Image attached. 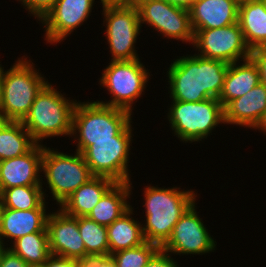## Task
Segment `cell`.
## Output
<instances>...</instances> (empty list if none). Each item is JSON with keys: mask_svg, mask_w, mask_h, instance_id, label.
<instances>
[{"mask_svg": "<svg viewBox=\"0 0 266 267\" xmlns=\"http://www.w3.org/2000/svg\"><path fill=\"white\" fill-rule=\"evenodd\" d=\"M144 267H179L177 260L161 248L150 258Z\"/></svg>", "mask_w": 266, "mask_h": 267, "instance_id": "obj_31", "label": "cell"}, {"mask_svg": "<svg viewBox=\"0 0 266 267\" xmlns=\"http://www.w3.org/2000/svg\"><path fill=\"white\" fill-rule=\"evenodd\" d=\"M103 26L111 61H131L138 59L135 44L141 32V24L136 6H102Z\"/></svg>", "mask_w": 266, "mask_h": 267, "instance_id": "obj_10", "label": "cell"}, {"mask_svg": "<svg viewBox=\"0 0 266 267\" xmlns=\"http://www.w3.org/2000/svg\"><path fill=\"white\" fill-rule=\"evenodd\" d=\"M193 203L175 224L171 237L161 247L169 254L203 255L214 252L217 242L208 232Z\"/></svg>", "mask_w": 266, "mask_h": 267, "instance_id": "obj_13", "label": "cell"}, {"mask_svg": "<svg viewBox=\"0 0 266 267\" xmlns=\"http://www.w3.org/2000/svg\"><path fill=\"white\" fill-rule=\"evenodd\" d=\"M168 110L170 128L184 143L207 139L218 125L225 124L224 107L217 98L201 102L172 101Z\"/></svg>", "mask_w": 266, "mask_h": 267, "instance_id": "obj_6", "label": "cell"}, {"mask_svg": "<svg viewBox=\"0 0 266 267\" xmlns=\"http://www.w3.org/2000/svg\"><path fill=\"white\" fill-rule=\"evenodd\" d=\"M159 249L157 244L145 241L137 247L115 252L110 257L117 267H144Z\"/></svg>", "mask_w": 266, "mask_h": 267, "instance_id": "obj_29", "label": "cell"}, {"mask_svg": "<svg viewBox=\"0 0 266 267\" xmlns=\"http://www.w3.org/2000/svg\"><path fill=\"white\" fill-rule=\"evenodd\" d=\"M132 122L119 132V140L92 141V145L82 153L94 176L108 177L115 182H130L128 163L134 136Z\"/></svg>", "mask_w": 266, "mask_h": 267, "instance_id": "obj_9", "label": "cell"}, {"mask_svg": "<svg viewBox=\"0 0 266 267\" xmlns=\"http://www.w3.org/2000/svg\"><path fill=\"white\" fill-rule=\"evenodd\" d=\"M47 209L14 210L2 208L0 212V238L15 240L34 232H48Z\"/></svg>", "mask_w": 266, "mask_h": 267, "instance_id": "obj_19", "label": "cell"}, {"mask_svg": "<svg viewBox=\"0 0 266 267\" xmlns=\"http://www.w3.org/2000/svg\"><path fill=\"white\" fill-rule=\"evenodd\" d=\"M4 72H5L4 71V67H2V65L0 64V95H1L2 79H3V76H4Z\"/></svg>", "mask_w": 266, "mask_h": 267, "instance_id": "obj_40", "label": "cell"}, {"mask_svg": "<svg viewBox=\"0 0 266 267\" xmlns=\"http://www.w3.org/2000/svg\"><path fill=\"white\" fill-rule=\"evenodd\" d=\"M149 71L140 58L131 61H110L102 72L99 84L108 90L112 99L97 102L132 114L133 104L142 97L144 89L146 90L151 76Z\"/></svg>", "mask_w": 266, "mask_h": 267, "instance_id": "obj_8", "label": "cell"}, {"mask_svg": "<svg viewBox=\"0 0 266 267\" xmlns=\"http://www.w3.org/2000/svg\"><path fill=\"white\" fill-rule=\"evenodd\" d=\"M1 209H2V201H1V195H0V212H1Z\"/></svg>", "mask_w": 266, "mask_h": 267, "instance_id": "obj_42", "label": "cell"}, {"mask_svg": "<svg viewBox=\"0 0 266 267\" xmlns=\"http://www.w3.org/2000/svg\"><path fill=\"white\" fill-rule=\"evenodd\" d=\"M254 129H257L258 131L263 132V134L266 135V113L262 116L260 122Z\"/></svg>", "mask_w": 266, "mask_h": 267, "instance_id": "obj_38", "label": "cell"}, {"mask_svg": "<svg viewBox=\"0 0 266 267\" xmlns=\"http://www.w3.org/2000/svg\"><path fill=\"white\" fill-rule=\"evenodd\" d=\"M50 253L65 258L86 261V248L78 230V217L58 208L47 218Z\"/></svg>", "mask_w": 266, "mask_h": 267, "instance_id": "obj_15", "label": "cell"}, {"mask_svg": "<svg viewBox=\"0 0 266 267\" xmlns=\"http://www.w3.org/2000/svg\"><path fill=\"white\" fill-rule=\"evenodd\" d=\"M115 183L111 178L94 176L58 207L70 216L86 217Z\"/></svg>", "mask_w": 266, "mask_h": 267, "instance_id": "obj_21", "label": "cell"}, {"mask_svg": "<svg viewBox=\"0 0 266 267\" xmlns=\"http://www.w3.org/2000/svg\"><path fill=\"white\" fill-rule=\"evenodd\" d=\"M180 187H144L145 224L142 232L145 241L157 244L160 248L171 237L175 224L185 211L196 202L197 192L180 190Z\"/></svg>", "mask_w": 266, "mask_h": 267, "instance_id": "obj_2", "label": "cell"}, {"mask_svg": "<svg viewBox=\"0 0 266 267\" xmlns=\"http://www.w3.org/2000/svg\"><path fill=\"white\" fill-rule=\"evenodd\" d=\"M139 20L148 24L163 37L193 44L194 32L191 27L189 10L174 6L167 0H138L135 5Z\"/></svg>", "mask_w": 266, "mask_h": 267, "instance_id": "obj_11", "label": "cell"}, {"mask_svg": "<svg viewBox=\"0 0 266 267\" xmlns=\"http://www.w3.org/2000/svg\"><path fill=\"white\" fill-rule=\"evenodd\" d=\"M238 24L251 51L266 46V7L262 1L240 5Z\"/></svg>", "mask_w": 266, "mask_h": 267, "instance_id": "obj_24", "label": "cell"}, {"mask_svg": "<svg viewBox=\"0 0 266 267\" xmlns=\"http://www.w3.org/2000/svg\"><path fill=\"white\" fill-rule=\"evenodd\" d=\"M261 82L260 69L252 57L229 64L218 100L225 107Z\"/></svg>", "mask_w": 266, "mask_h": 267, "instance_id": "obj_20", "label": "cell"}, {"mask_svg": "<svg viewBox=\"0 0 266 267\" xmlns=\"http://www.w3.org/2000/svg\"><path fill=\"white\" fill-rule=\"evenodd\" d=\"M258 1H262V0H236L237 4L239 6L242 5V4H245V3L258 2Z\"/></svg>", "mask_w": 266, "mask_h": 267, "instance_id": "obj_41", "label": "cell"}, {"mask_svg": "<svg viewBox=\"0 0 266 267\" xmlns=\"http://www.w3.org/2000/svg\"><path fill=\"white\" fill-rule=\"evenodd\" d=\"M30 267H41L51 255L48 232H34L15 240L10 247Z\"/></svg>", "mask_w": 266, "mask_h": 267, "instance_id": "obj_26", "label": "cell"}, {"mask_svg": "<svg viewBox=\"0 0 266 267\" xmlns=\"http://www.w3.org/2000/svg\"><path fill=\"white\" fill-rule=\"evenodd\" d=\"M95 0H58L40 22L45 41L57 44L66 39L91 16Z\"/></svg>", "mask_w": 266, "mask_h": 267, "instance_id": "obj_14", "label": "cell"}, {"mask_svg": "<svg viewBox=\"0 0 266 267\" xmlns=\"http://www.w3.org/2000/svg\"><path fill=\"white\" fill-rule=\"evenodd\" d=\"M78 230L86 248V261L109 257L107 227L86 217H78Z\"/></svg>", "mask_w": 266, "mask_h": 267, "instance_id": "obj_28", "label": "cell"}, {"mask_svg": "<svg viewBox=\"0 0 266 267\" xmlns=\"http://www.w3.org/2000/svg\"><path fill=\"white\" fill-rule=\"evenodd\" d=\"M83 267H117L113 259L109 257L91 258L83 262Z\"/></svg>", "mask_w": 266, "mask_h": 267, "instance_id": "obj_35", "label": "cell"}, {"mask_svg": "<svg viewBox=\"0 0 266 267\" xmlns=\"http://www.w3.org/2000/svg\"><path fill=\"white\" fill-rule=\"evenodd\" d=\"M36 144L21 121L0 120V161L24 155Z\"/></svg>", "mask_w": 266, "mask_h": 267, "instance_id": "obj_25", "label": "cell"}, {"mask_svg": "<svg viewBox=\"0 0 266 267\" xmlns=\"http://www.w3.org/2000/svg\"><path fill=\"white\" fill-rule=\"evenodd\" d=\"M21 2L28 13L40 21L58 0H17Z\"/></svg>", "mask_w": 266, "mask_h": 267, "instance_id": "obj_30", "label": "cell"}, {"mask_svg": "<svg viewBox=\"0 0 266 267\" xmlns=\"http://www.w3.org/2000/svg\"><path fill=\"white\" fill-rule=\"evenodd\" d=\"M5 241H3L1 238H0V260H1V257H2V254L4 253V251L8 248V247H5L7 245H5L6 243H4Z\"/></svg>", "mask_w": 266, "mask_h": 267, "instance_id": "obj_39", "label": "cell"}, {"mask_svg": "<svg viewBox=\"0 0 266 267\" xmlns=\"http://www.w3.org/2000/svg\"><path fill=\"white\" fill-rule=\"evenodd\" d=\"M236 0H195L189 9L193 31L214 29L238 22Z\"/></svg>", "mask_w": 266, "mask_h": 267, "instance_id": "obj_18", "label": "cell"}, {"mask_svg": "<svg viewBox=\"0 0 266 267\" xmlns=\"http://www.w3.org/2000/svg\"><path fill=\"white\" fill-rule=\"evenodd\" d=\"M266 113V84L260 82L224 107L225 124L253 129Z\"/></svg>", "mask_w": 266, "mask_h": 267, "instance_id": "obj_17", "label": "cell"}, {"mask_svg": "<svg viewBox=\"0 0 266 267\" xmlns=\"http://www.w3.org/2000/svg\"><path fill=\"white\" fill-rule=\"evenodd\" d=\"M132 206L107 226L109 256L115 252L137 247L145 242L142 224L135 220Z\"/></svg>", "mask_w": 266, "mask_h": 267, "instance_id": "obj_23", "label": "cell"}, {"mask_svg": "<svg viewBox=\"0 0 266 267\" xmlns=\"http://www.w3.org/2000/svg\"><path fill=\"white\" fill-rule=\"evenodd\" d=\"M42 186H18L3 190L2 208L14 210L46 209V196Z\"/></svg>", "mask_w": 266, "mask_h": 267, "instance_id": "obj_27", "label": "cell"}, {"mask_svg": "<svg viewBox=\"0 0 266 267\" xmlns=\"http://www.w3.org/2000/svg\"><path fill=\"white\" fill-rule=\"evenodd\" d=\"M192 46L198 55L220 60L227 64L251 57L252 51L245 42L243 32L237 23L214 29L195 30ZM200 52V53H199Z\"/></svg>", "mask_w": 266, "mask_h": 267, "instance_id": "obj_12", "label": "cell"}, {"mask_svg": "<svg viewBox=\"0 0 266 267\" xmlns=\"http://www.w3.org/2000/svg\"><path fill=\"white\" fill-rule=\"evenodd\" d=\"M58 149L44 146L42 174L57 205L65 202L70 195L94 177L82 153L58 152Z\"/></svg>", "mask_w": 266, "mask_h": 267, "instance_id": "obj_7", "label": "cell"}, {"mask_svg": "<svg viewBox=\"0 0 266 267\" xmlns=\"http://www.w3.org/2000/svg\"><path fill=\"white\" fill-rule=\"evenodd\" d=\"M262 2L264 3L265 7H266V0H262Z\"/></svg>", "mask_w": 266, "mask_h": 267, "instance_id": "obj_43", "label": "cell"}, {"mask_svg": "<svg viewBox=\"0 0 266 267\" xmlns=\"http://www.w3.org/2000/svg\"><path fill=\"white\" fill-rule=\"evenodd\" d=\"M131 115L126 110L97 101H78L73 111L71 131L74 143L77 142L76 151L83 153L92 141L119 140V132L132 120Z\"/></svg>", "mask_w": 266, "mask_h": 267, "instance_id": "obj_4", "label": "cell"}, {"mask_svg": "<svg viewBox=\"0 0 266 267\" xmlns=\"http://www.w3.org/2000/svg\"><path fill=\"white\" fill-rule=\"evenodd\" d=\"M64 95L48 82L21 121L37 144H42L43 139L49 137H71L73 111L77 101L67 99Z\"/></svg>", "mask_w": 266, "mask_h": 267, "instance_id": "obj_3", "label": "cell"}, {"mask_svg": "<svg viewBox=\"0 0 266 267\" xmlns=\"http://www.w3.org/2000/svg\"><path fill=\"white\" fill-rule=\"evenodd\" d=\"M0 267H30L20 256L7 248L2 254Z\"/></svg>", "mask_w": 266, "mask_h": 267, "instance_id": "obj_33", "label": "cell"}, {"mask_svg": "<svg viewBox=\"0 0 266 267\" xmlns=\"http://www.w3.org/2000/svg\"><path fill=\"white\" fill-rule=\"evenodd\" d=\"M35 67L28 56H22L5 70L0 95V120L22 121L28 114L37 94L49 82Z\"/></svg>", "mask_w": 266, "mask_h": 267, "instance_id": "obj_5", "label": "cell"}, {"mask_svg": "<svg viewBox=\"0 0 266 267\" xmlns=\"http://www.w3.org/2000/svg\"><path fill=\"white\" fill-rule=\"evenodd\" d=\"M167 1L173 4L174 6L189 10L192 7L195 0H167Z\"/></svg>", "mask_w": 266, "mask_h": 267, "instance_id": "obj_37", "label": "cell"}, {"mask_svg": "<svg viewBox=\"0 0 266 267\" xmlns=\"http://www.w3.org/2000/svg\"><path fill=\"white\" fill-rule=\"evenodd\" d=\"M132 182H116L88 214V218L96 223L109 226L130 207L127 201L132 195Z\"/></svg>", "mask_w": 266, "mask_h": 267, "instance_id": "obj_22", "label": "cell"}, {"mask_svg": "<svg viewBox=\"0 0 266 267\" xmlns=\"http://www.w3.org/2000/svg\"><path fill=\"white\" fill-rule=\"evenodd\" d=\"M251 57L259 66L261 82L266 84V46L252 50Z\"/></svg>", "mask_w": 266, "mask_h": 267, "instance_id": "obj_34", "label": "cell"}, {"mask_svg": "<svg viewBox=\"0 0 266 267\" xmlns=\"http://www.w3.org/2000/svg\"><path fill=\"white\" fill-rule=\"evenodd\" d=\"M43 144H36L28 153L0 161V193L18 186H42Z\"/></svg>", "mask_w": 266, "mask_h": 267, "instance_id": "obj_16", "label": "cell"}, {"mask_svg": "<svg viewBox=\"0 0 266 267\" xmlns=\"http://www.w3.org/2000/svg\"><path fill=\"white\" fill-rule=\"evenodd\" d=\"M83 262L51 254L41 267H83Z\"/></svg>", "mask_w": 266, "mask_h": 267, "instance_id": "obj_32", "label": "cell"}, {"mask_svg": "<svg viewBox=\"0 0 266 267\" xmlns=\"http://www.w3.org/2000/svg\"><path fill=\"white\" fill-rule=\"evenodd\" d=\"M229 64L198 54L174 59L167 71L171 101L201 102L219 98Z\"/></svg>", "mask_w": 266, "mask_h": 267, "instance_id": "obj_1", "label": "cell"}, {"mask_svg": "<svg viewBox=\"0 0 266 267\" xmlns=\"http://www.w3.org/2000/svg\"><path fill=\"white\" fill-rule=\"evenodd\" d=\"M102 6H135L138 0H100Z\"/></svg>", "mask_w": 266, "mask_h": 267, "instance_id": "obj_36", "label": "cell"}]
</instances>
